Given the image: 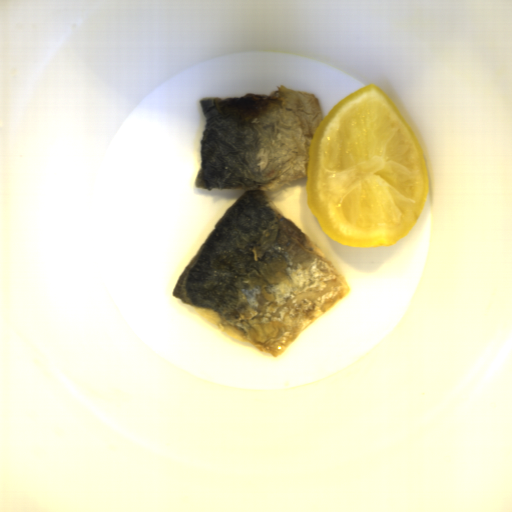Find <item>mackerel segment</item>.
I'll return each mask as SVG.
<instances>
[{"label": "mackerel segment", "instance_id": "1", "mask_svg": "<svg viewBox=\"0 0 512 512\" xmlns=\"http://www.w3.org/2000/svg\"><path fill=\"white\" fill-rule=\"evenodd\" d=\"M198 101L205 127L195 188L245 191L220 216L171 295L275 359L350 290L339 268L267 193L307 177L321 103L283 84L269 94Z\"/></svg>", "mask_w": 512, "mask_h": 512}]
</instances>
